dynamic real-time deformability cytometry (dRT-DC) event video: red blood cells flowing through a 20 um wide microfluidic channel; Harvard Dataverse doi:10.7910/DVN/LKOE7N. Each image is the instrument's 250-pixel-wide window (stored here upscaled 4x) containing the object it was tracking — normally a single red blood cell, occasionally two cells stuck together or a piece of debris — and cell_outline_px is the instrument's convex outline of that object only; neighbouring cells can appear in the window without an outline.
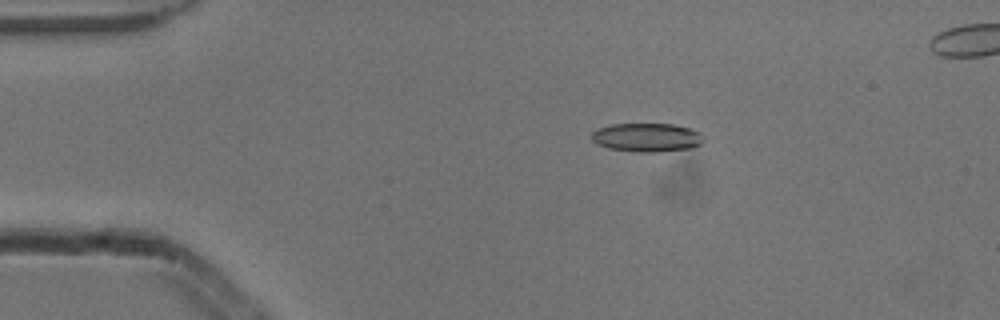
{"species": "common noctule bat (a hibernating species)", "species_latin": "Nyctalus noctula", "temperature_condition": "cold", "stored_images_in_passage": 6, "camera_frame_rate_fps": 3000, "um_per_image_px": 0.085, "animal": {"sex": "male", "body_mass_g": 13.3}, "frame": {"image": 1, "passage_image": 1, "time_ms": 0.0, "image_size_px": [1000, 320], "cell_outline_px": [[704, 140], [700, 144], [692, 148], [656, 152], [636, 152], [608, 148], [596, 144], [592, 140], [592, 132], [596, 128], [612, 124], [672, 124], [688, 128], [700, 132], [704, 136]], "centroid_in_image_um": [54.97, 11.68], "position_along_channel_um": 30.0, "area_um2": 18.84}}
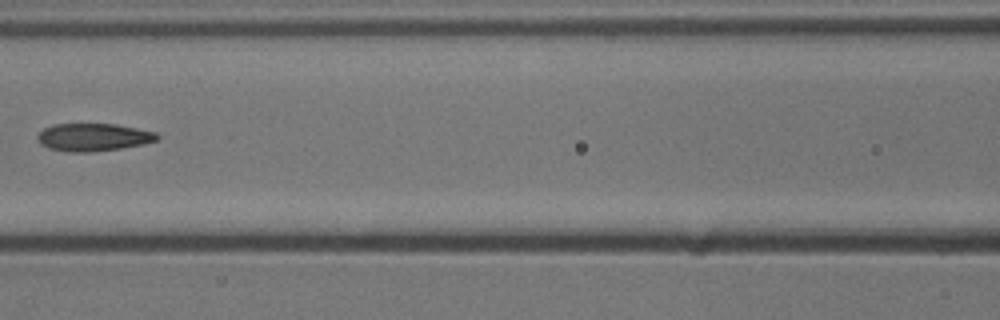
{"frame": {"image": 2, "passage_image": 5, "time_ms": 1.333, "image_size_px": [1000, 320], "cell_outline_px": [[160, 136], [156, 140], [144, 144], [120, 148], [88, 152], [68, 152], [48, 148], [40, 144], [36, 140], [36, 136], [44, 128], [52, 124], [116, 124], [156, 132]], "centroid_in_image_um": [7.9, 11.66], "position_along_channel_um": 158.7, "area_um2": 19.36}}
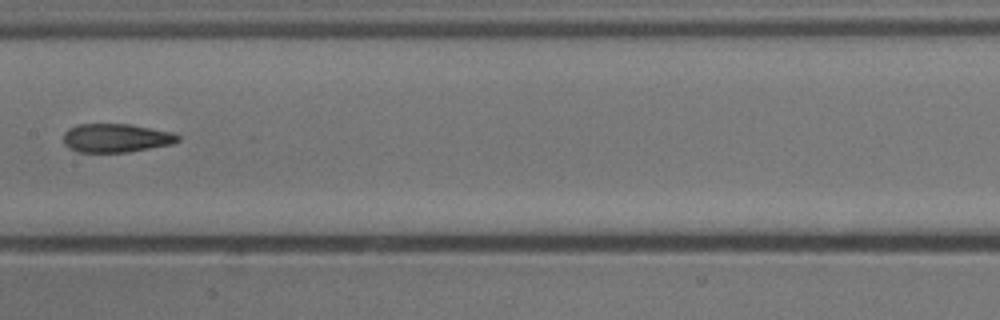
{"frame": {"image": 3, "passage_image": 6, "time_ms": 1.667, "image_size_px": [1000, 320], "cell_outline_px": [[180, 140], [172, 144], [128, 152], [80, 152], [68, 148], [64, 144], [64, 132], [68, 128], [80, 124], [128, 124], [172, 132], [180, 136]], "centroid_in_image_um": [9.85, 11.73], "position_along_channel_um": 197.5, "area_um2": 19.07}}